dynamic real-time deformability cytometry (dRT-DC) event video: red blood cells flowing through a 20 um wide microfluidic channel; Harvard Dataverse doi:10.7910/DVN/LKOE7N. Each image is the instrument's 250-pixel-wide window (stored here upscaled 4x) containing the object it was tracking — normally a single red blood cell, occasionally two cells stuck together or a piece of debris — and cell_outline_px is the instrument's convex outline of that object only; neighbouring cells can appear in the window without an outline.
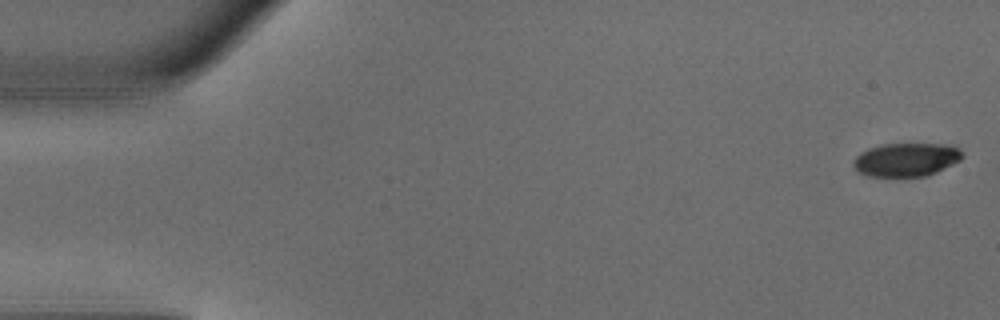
{"species": "common noctule bat (a hibernating species)", "species_latin": "Nyctalus noctula", "temperature_condition": "warm", "stored_images_in_passage": 48, "camera_frame_rate_fps": 3000, "um_per_image_px": 0.085, "animal": {"sex": "male", "body_mass_g": 18.8}, "frame": {"image": 1, "passage_image": 1, "time_ms": 0.0, "image_size_px": [1000, 320], "cell_outline_px": [[964, 156], [960, 160], [936, 172], [924, 176], [868, 176], [860, 172], [852, 164], [852, 160], [860, 152], [868, 148], [880, 144], [944, 144], [956, 148]], "centroid_in_image_um": [76.98, 13.56], "position_along_channel_um": 8.0, "area_um2": 21.04}}
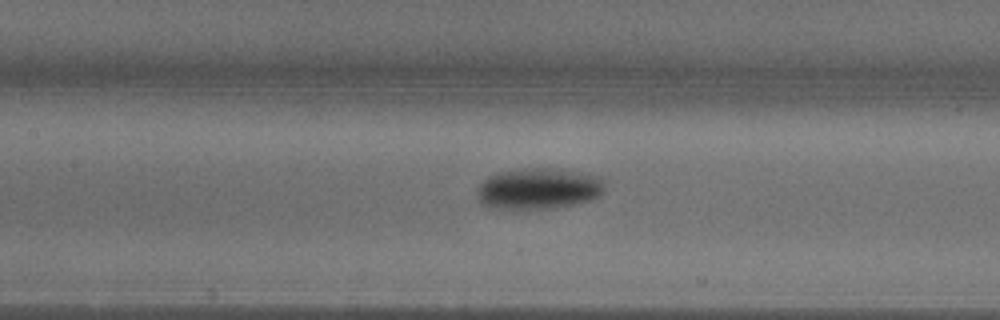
{"frame": {"image": 2, "passage_image": 22, "time_ms": 7.0, "image_size_px": [1000, 320], "cell_outline_px": [[604, 192], [600, 196], [592, 200], [576, 204], [556, 208], [492, 208], [484, 204], [480, 200], [476, 192], [480, 184], [488, 176], [496, 172], [532, 168], [552, 168], [580, 172], [600, 176], [604, 184]], "centroid_in_image_um": [45.82, 16.03], "position_along_channel_um": 161.6, "area_um2": 30.63}}
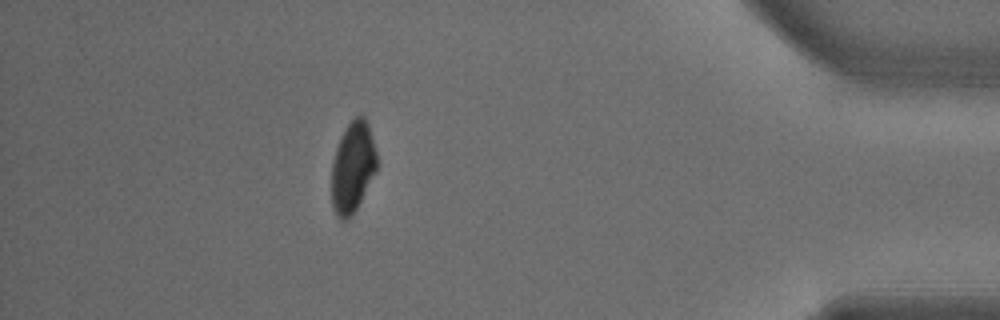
{"frame": {"image": 3, "passage_image": 43, "time_ms": 14.0, "image_size_px": [1000, 320], "cell_outline_px": [[376, 172], [352, 216], [348, 220], [340, 220], [336, 216], [332, 208], [332, 164], [336, 148], [340, 136], [348, 124], [356, 116], [364, 116], [368, 124], [372, 136], [376, 152]], "centroid_in_image_um": [29.97, 14.24], "position_along_channel_um": 405.2, "area_um2": 23.93}, "authors_computed_cell_mechanics": {"area_um2": 26.0389, "velocity_mm_per_s": 4.1556, "shape_relaxation_time_tau1_ms": 2.4386, "shape_relaxation_time_tau2_ms": null, "deformation_change_tau1": 0.1428, "deformation_change_tau2": null}}